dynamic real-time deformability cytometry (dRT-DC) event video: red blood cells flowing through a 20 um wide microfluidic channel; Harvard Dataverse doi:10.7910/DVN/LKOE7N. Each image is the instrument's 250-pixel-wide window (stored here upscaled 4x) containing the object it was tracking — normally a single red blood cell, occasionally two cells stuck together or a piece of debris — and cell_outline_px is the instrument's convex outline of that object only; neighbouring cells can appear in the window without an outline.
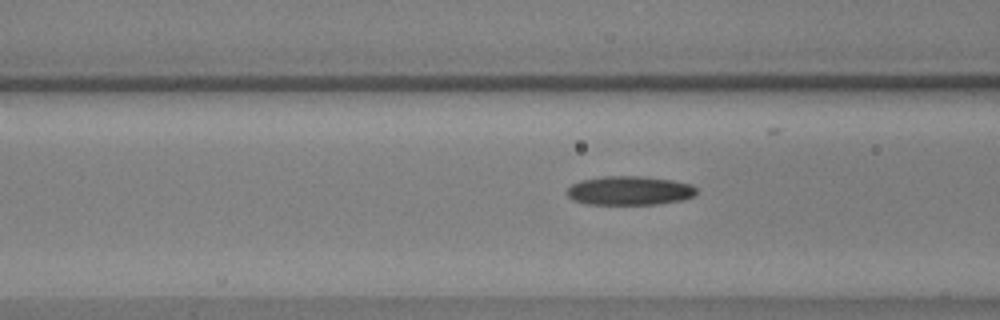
{"species": "common noctule bat (a hibernating species)", "species_latin": "Nyctalus noctula", "temperature_condition": "warm", "stored_images_in_passage": 46, "camera_frame_rate_fps": 3000, "um_per_image_px": 0.085, "animal": {"sex": "male", "body_mass_g": 17.9, "forearm_length_mm": 54.2}, "frame": {"image": 1, "passage_image": 11, "time_ms": 3.333, "image_size_px": [1000, 320], "cell_outline_px": [[696, 192], [692, 196], [680, 200], [656, 204], [588, 204], [572, 200], [564, 192], [572, 184], [580, 180], [604, 176], [640, 176], [672, 180], [692, 184], [696, 188]], "centroid_in_image_um": [53.46, 16.19], "position_along_channel_um": 113.1, "area_um2": 21.85}}
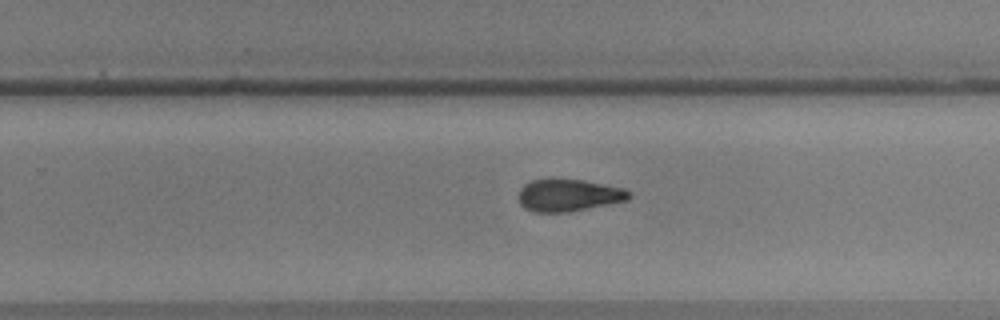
{"frame": {"image": 2, "passage_image": 25, "time_ms": 8.0, "image_size_px": [1000, 320], "cell_outline_px": [[632, 196], [628, 200], [568, 212], [532, 212], [524, 208], [520, 204], [516, 196], [520, 188], [524, 184], [532, 180], [548, 176], [552, 176], [584, 180], [624, 188]], "centroid_in_image_um": [48.24, 16.55], "position_along_channel_um": 281.6, "area_um2": 21.5}}
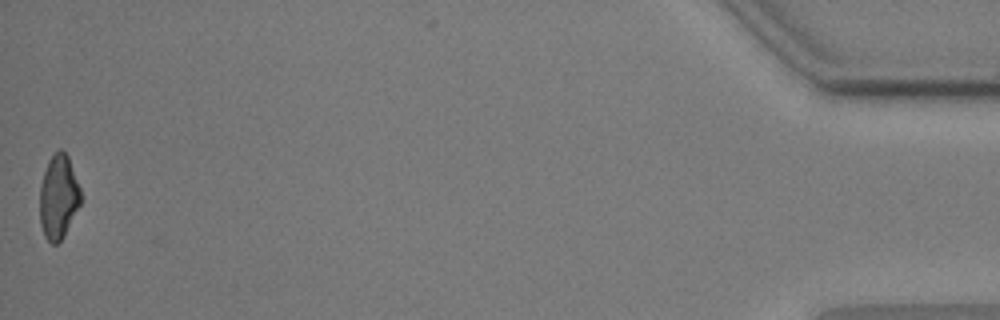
{"frame": {"image": 3, "passage_image": 45, "time_ms": 14.667, "image_size_px": [1000, 320], "cell_outline_px": [[80, 204], [64, 236], [56, 244], [52, 244], [44, 236], [40, 224], [40, 188], [44, 172], [48, 160], [60, 148], [68, 156], [80, 188]], "centroid_in_image_um": [4.96, 16.75], "position_along_channel_um": 430.2, "area_um2": 19.83}, "authors_computed_cell_mechanics": {"area_um2": 21.2126, "velocity_mm_per_s": 3.6083, "shape_relaxation_time_tau1_ms": 5.2771, "shape_relaxation_time_tau2_ms": 3.612, "deformation_change_tau1": 0.1498, "deformation_change_tau2": 0.1131}}